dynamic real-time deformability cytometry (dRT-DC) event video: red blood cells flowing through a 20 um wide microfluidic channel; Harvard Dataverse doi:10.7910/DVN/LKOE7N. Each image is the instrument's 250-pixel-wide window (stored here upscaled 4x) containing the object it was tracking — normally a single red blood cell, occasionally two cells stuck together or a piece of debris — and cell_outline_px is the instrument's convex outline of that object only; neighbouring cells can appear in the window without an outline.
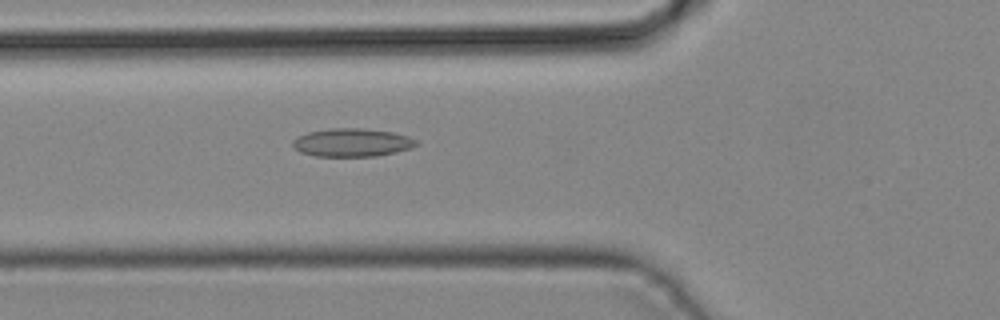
{"species": "common noctule bat (a hibernating species)", "species_latin": "Nyctalus noctula", "temperature_condition": "cold", "stored_images_in_passage": 42, "camera_frame_rate_fps": 3000, "um_per_image_px": 0.085, "animal": {"sex": "male", "body_mass_g": 19.2, "forearm_length_mm": 51.8}, "frame": {"image": 1, "passage_image": 15, "time_ms": 4.667, "image_size_px": [1000, 320], "cell_outline_px": [[420, 144], [412, 148], [396, 152], [376, 156], [316, 156], [300, 152], [292, 144], [292, 140], [296, 136], [308, 132], [328, 128], [364, 128], [392, 132], [408, 136], [416, 140]], "centroid_in_image_um": [29.93, 12.11], "position_along_channel_um": 95.9, "area_um2": 20.46}}
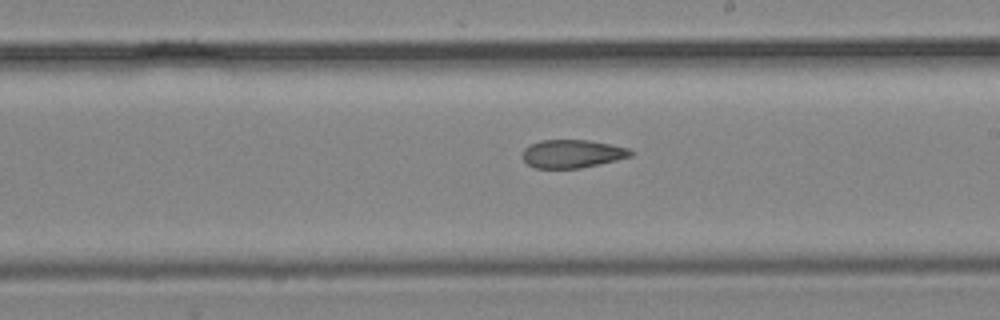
{"frame": {"image": 2, "passage_image": 24, "time_ms": 7.667, "image_size_px": [1000, 320], "cell_outline_px": [[636, 152], [632, 156], [600, 164], [580, 168], [536, 168], [528, 164], [520, 156], [524, 148], [540, 140], [588, 140], [628, 148]], "centroid_in_image_um": [48.64, 13.07], "position_along_channel_um": 240.4, "area_um2": 17.8}}
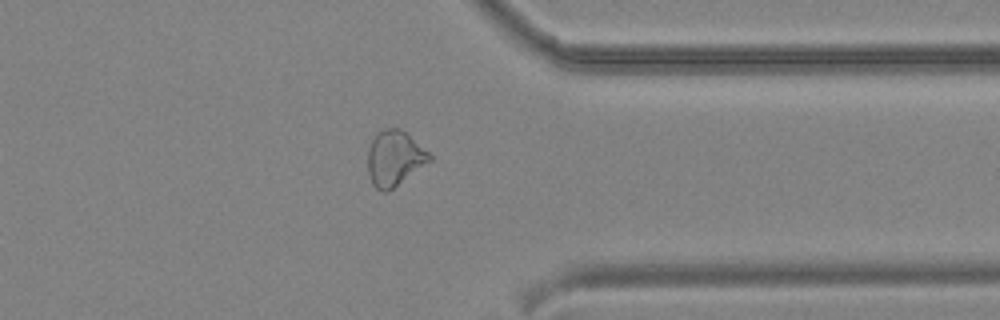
{"frame": {"image": 3, "passage_image": 33, "time_ms": 10.667, "image_size_px": [1000, 320], "cell_outline_px": [[432, 160], [388, 192], [380, 192], [372, 184], [368, 172], [368, 148], [376, 132], [384, 128], [400, 128], [428, 152], [432, 156]], "centroid_in_image_um": [33.51, 13.46], "position_along_channel_um": 377.9, "area_um2": 19.88}}